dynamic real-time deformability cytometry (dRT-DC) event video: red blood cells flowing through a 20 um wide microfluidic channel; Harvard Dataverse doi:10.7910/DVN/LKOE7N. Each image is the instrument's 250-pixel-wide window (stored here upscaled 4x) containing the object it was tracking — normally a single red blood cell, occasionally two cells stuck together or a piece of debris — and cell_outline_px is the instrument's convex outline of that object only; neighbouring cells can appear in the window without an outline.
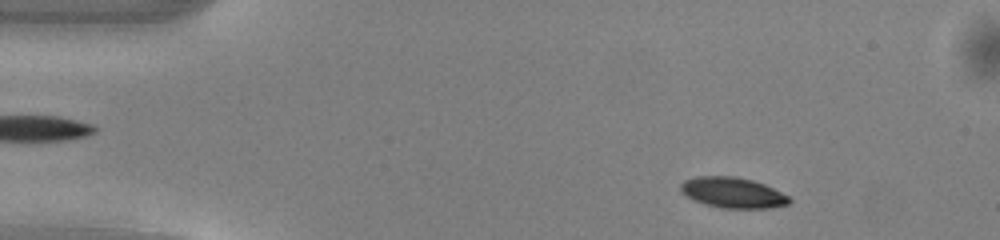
{"species": "common noctule bat (a hibernating species)", "species_latin": "Nyctalus noctula", "temperature_condition": "warm", "stored_images_in_passage": 48, "camera_frame_rate_fps": 3000, "um_per_image_px": 0.085, "animal": {"sex": "male", "body_mass_g": 13.0, "forearm_length_mm": 53.1}, "frame": {"image": 1, "passage_image": 5, "time_ms": 1.333, "image_size_px": [1000, 240], "cell_outline_px": [[792, 200], [788, 204], [768, 208], [720, 208], [696, 200], [680, 192], [680, 184], [684, 180], [696, 176], [736, 176], [752, 180], [764, 184], [788, 196]], "centroid_in_image_um": [62.27, 16.36], "position_along_channel_um": 22.7, "area_um2": 19.19}}
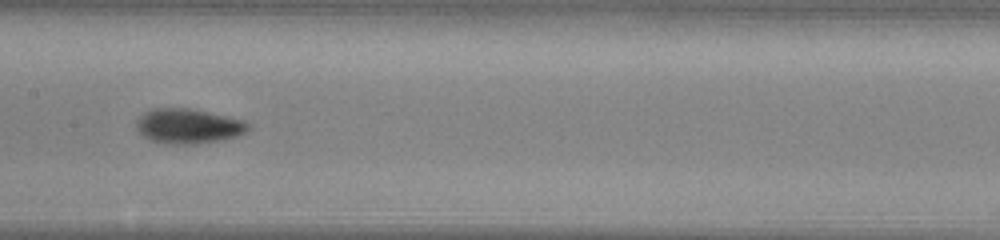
{"frame": {"image": 2, "passage_image": 23, "time_ms": 7.333, "image_size_px": [1000, 240], "cell_outline_px": [[248, 128], [244, 132], [236, 136], [216, 140], [192, 144], [168, 144], [148, 140], [136, 128], [136, 120], [144, 112], [152, 108], [188, 108], [208, 112], [244, 120], [248, 124]], "centroid_in_image_um": [15.93, 10.71], "position_along_channel_um": 191.5, "area_um2": 22.43}}
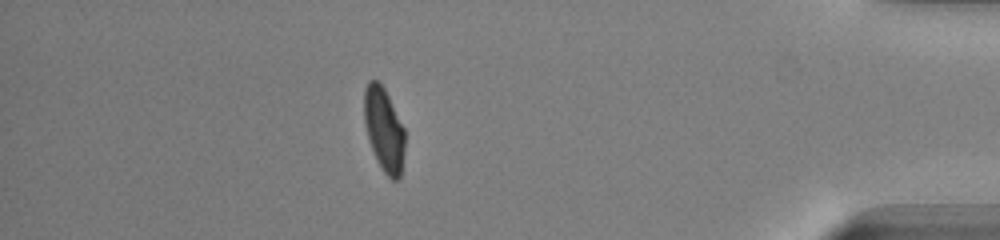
{"frame": {"image": 3, "passage_image": 42, "time_ms": 13.667, "image_size_px": [1000, 240], "cell_outline_px": [[404, 152], [400, 176], [396, 180], [392, 180], [384, 172], [372, 148], [368, 136], [364, 120], [364, 88], [368, 80], [376, 80], [384, 88], [404, 128]], "centroid_in_image_um": [32.63, 10.98], "position_along_channel_um": 402.6, "area_um2": 19.42}, "authors_computed_cell_mechanics": {"area_um2": 20.4323, "velocity_mm_per_s": 4.0903, "shape_relaxation_time_tau1_ms": 2.1044, "shape_relaxation_time_tau2_ms": 1.9422, "deformation_change_tau1": 0.1398, "deformation_change_tau2": 0.0386}}